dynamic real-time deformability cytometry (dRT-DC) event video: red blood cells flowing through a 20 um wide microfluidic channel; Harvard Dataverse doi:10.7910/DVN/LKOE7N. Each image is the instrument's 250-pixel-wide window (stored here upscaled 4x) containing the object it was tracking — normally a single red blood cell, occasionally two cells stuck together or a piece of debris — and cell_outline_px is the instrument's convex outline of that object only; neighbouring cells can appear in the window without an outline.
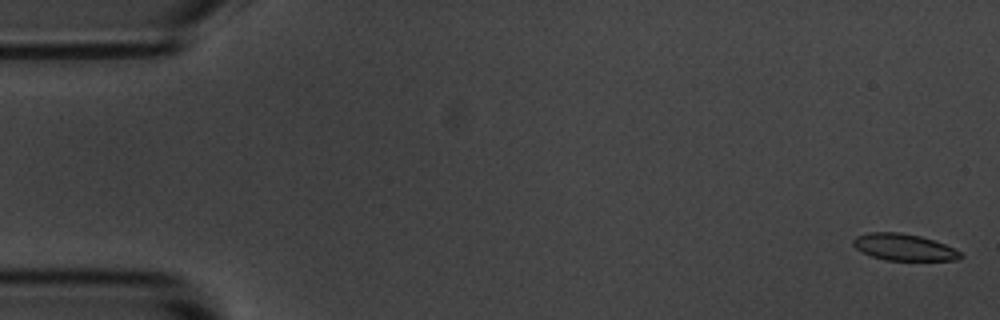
{"species": "common noctule bat (a hibernating species)", "species_latin": "Nyctalus noctula", "temperature_condition": "room temperature", "stored_images_in_passage": 5, "camera_frame_rate_fps": 3000, "um_per_image_px": 0.085, "animal": {"sex": "male", "body_mass_g": 20.1, "forearm_length_mm": 53.5}, "frame": {"image": 1, "passage_image": 1, "time_ms": 0.0, "image_size_px": [1000, 320], "cell_outline_px": [[964, 256], [956, 260], [884, 260], [872, 256], [856, 248], [852, 244], [852, 240], [856, 236], [868, 232], [900, 232], [920, 236], [944, 244], [960, 252]], "centroid_in_image_um": [76.8, 21.0], "position_along_channel_um": 8.2, "area_um2": 16.53}}
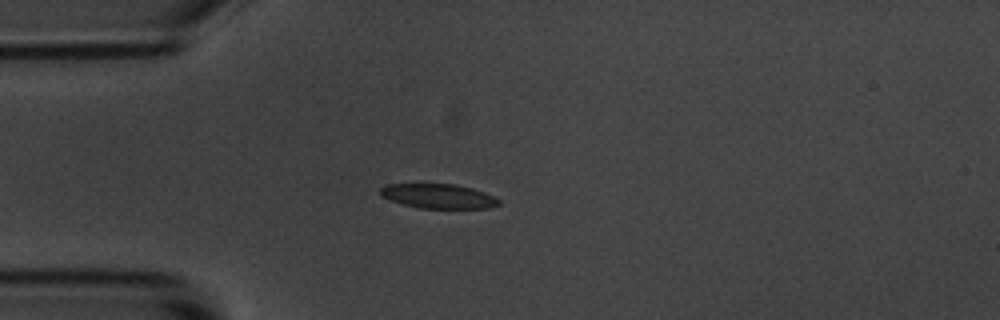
{"frame": {"image": 2, "passage_image": 5, "time_ms": 4.333, "image_size_px": [1000, 320], "cell_outline_px": [[500, 204], [488, 208], [420, 208], [404, 204], [380, 196], [380, 188], [388, 184], [456, 184], [472, 188], [484, 192], [500, 200]], "centroid_in_image_um": [37.27, 16.67], "position_along_channel_um": 47.7, "area_um2": 16.76}}